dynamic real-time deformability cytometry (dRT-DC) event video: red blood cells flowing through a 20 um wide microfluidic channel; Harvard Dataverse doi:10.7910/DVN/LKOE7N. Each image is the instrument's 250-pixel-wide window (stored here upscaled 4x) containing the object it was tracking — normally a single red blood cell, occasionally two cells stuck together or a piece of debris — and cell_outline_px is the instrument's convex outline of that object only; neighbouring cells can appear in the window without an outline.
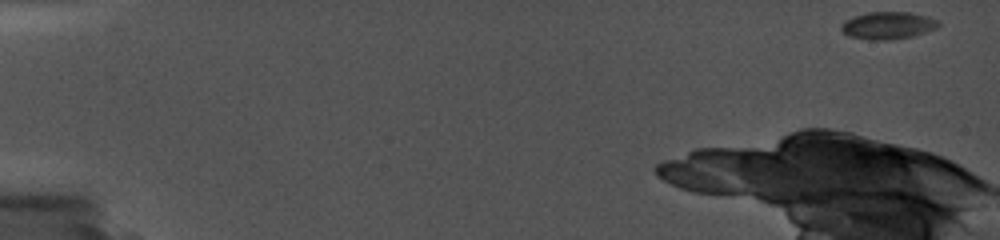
{"species": "common noctule bat (a hibernating species)", "species_latin": "Nyctalus noctula", "temperature_condition": "cold", "stored_images_in_passage": 5, "camera_frame_rate_fps": 5000, "um_per_image_px": 0.085, "animal": {"sex": "female", "body_mass_g": 19.0, "forearm_length_mm": 56.7}, "frame": {"image": 1, "passage_image": 1, "time_ms": 0.0, "image_size_px": [1000, 240], "cell_outline_px": [[940, 24], [936, 28], [912, 36], [888, 40], [872, 40], [848, 36], [840, 28], [840, 24], [844, 20], [868, 12], [908, 12], [928, 16], [936, 20]], "centroid_in_image_um": [75.44, 2.16], "position_along_channel_um": 9.6, "area_um2": 15.37}}